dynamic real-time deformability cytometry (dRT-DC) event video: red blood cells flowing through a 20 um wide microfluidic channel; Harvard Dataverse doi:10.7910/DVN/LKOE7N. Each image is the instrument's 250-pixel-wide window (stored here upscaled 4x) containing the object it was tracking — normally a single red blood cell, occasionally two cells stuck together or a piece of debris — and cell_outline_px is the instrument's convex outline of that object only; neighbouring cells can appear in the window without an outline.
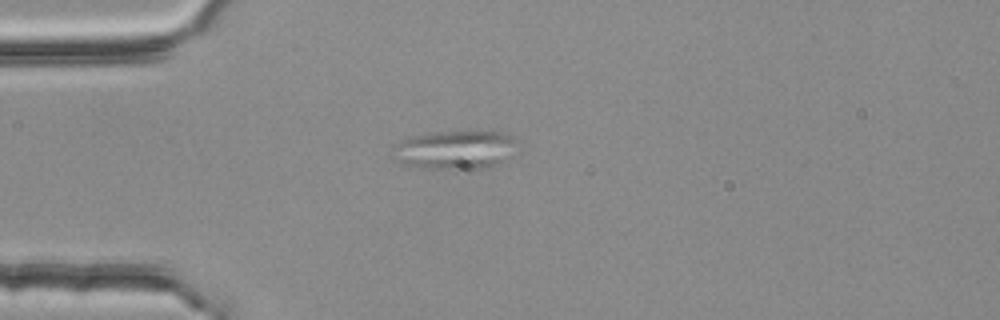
{"species": "common noctule bat (a hibernating species)", "species_latin": "Nyctalus noctula", "temperature_condition": "room temperature", "stored_images_in_passage": 2, "camera_frame_rate_fps": 3000, "um_per_image_px": 0.085, "animal": {"sex": "female", "body_mass_g": 25.1}, "frame": {"image": 1, "passage_image": 2, "time_ms": 0.333, "image_size_px": [1000, 320], "cell_outline_px": [[524, 140], [520, 152], [500, 164], [484, 168], [456, 172], [420, 168], [400, 160], [392, 144], [408, 136], [428, 132], [464, 128], [484, 128], [504, 132]], "centroid_in_image_um": [38.94, 12.68], "position_along_channel_um": 46.1, "area_um2": 31.04}}